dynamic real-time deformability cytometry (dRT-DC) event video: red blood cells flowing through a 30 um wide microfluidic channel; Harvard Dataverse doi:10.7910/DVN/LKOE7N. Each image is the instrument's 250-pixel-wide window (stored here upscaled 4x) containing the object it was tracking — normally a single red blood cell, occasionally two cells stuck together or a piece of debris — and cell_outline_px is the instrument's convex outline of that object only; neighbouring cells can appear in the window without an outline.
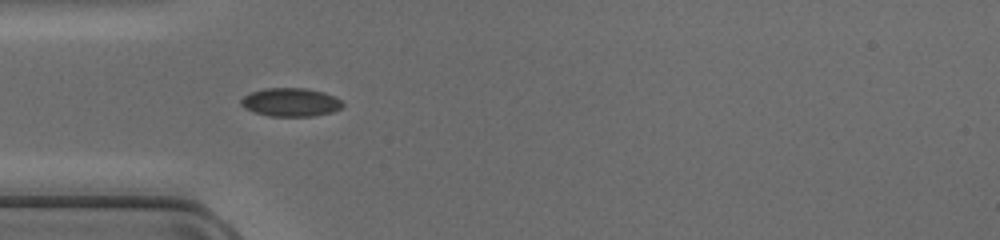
{"species": "common noctule bat (a hibernating species)", "species_latin": "Nyctalus noctula", "temperature_condition": "cold", "stored_images_in_passage": 34, "camera_frame_rate_fps": 3000, "um_per_image_px": 0.085, "animal": {"sex": "female", "body_mass_g": 17.0, "forearm_length_mm": 48.0}, "frame": {"image": 1, "passage_image": 1, "time_ms": 0.0, "image_size_px": [1000, 240], "cell_outline_px": [[344, 104], [340, 108], [332, 112], [312, 116], [268, 116], [252, 112], [244, 108], [240, 104], [240, 100], [244, 96], [252, 92], [264, 88], [308, 88], [324, 92], [340, 100]], "centroid_in_image_um": [24.67, 8.69], "position_along_channel_um": 60.3, "area_um2": 16.88}}
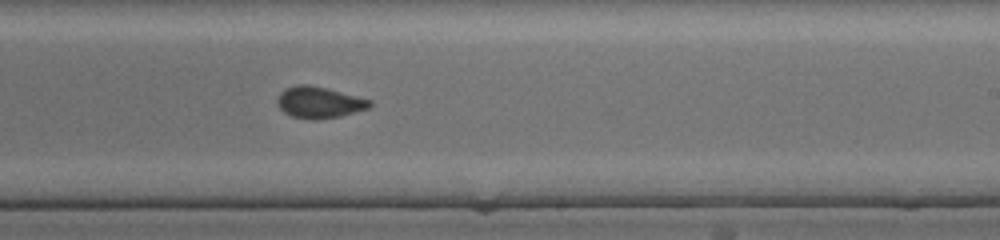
{"frame": {"image": 2, "passage_image": 15, "time_ms": 4.667, "image_size_px": [1000, 240], "cell_outline_px": [[372, 104], [368, 108], [340, 116], [312, 120], [292, 116], [284, 112], [276, 104], [276, 100], [280, 92], [284, 88], [296, 84], [308, 84], [372, 100]], "centroid_in_image_um": [27.08, 8.7], "position_along_channel_um": 261.9, "area_um2": 16.82}}
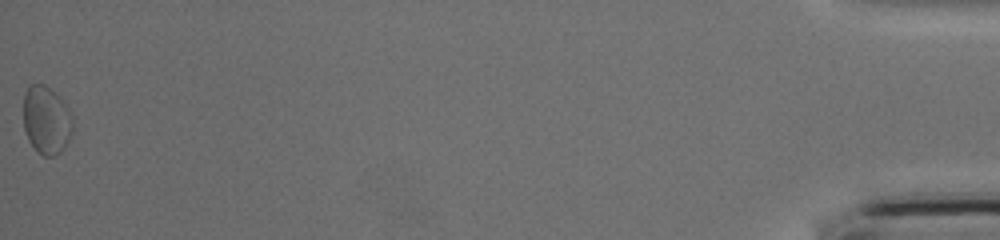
{"frame": {"image": 3, "passage_image": 34, "time_ms": 11.0, "image_size_px": [1000, 240], "cell_outline_px": [[76, 116], [72, 132], [64, 148], [60, 152], [52, 156], [44, 156], [36, 152], [28, 140], [24, 128], [24, 92], [32, 84], [44, 84], [60, 96], [64, 100]], "centroid_in_image_um": [3.99, 10.2], "position_along_channel_um": 431.2, "area_um2": 20.17}}